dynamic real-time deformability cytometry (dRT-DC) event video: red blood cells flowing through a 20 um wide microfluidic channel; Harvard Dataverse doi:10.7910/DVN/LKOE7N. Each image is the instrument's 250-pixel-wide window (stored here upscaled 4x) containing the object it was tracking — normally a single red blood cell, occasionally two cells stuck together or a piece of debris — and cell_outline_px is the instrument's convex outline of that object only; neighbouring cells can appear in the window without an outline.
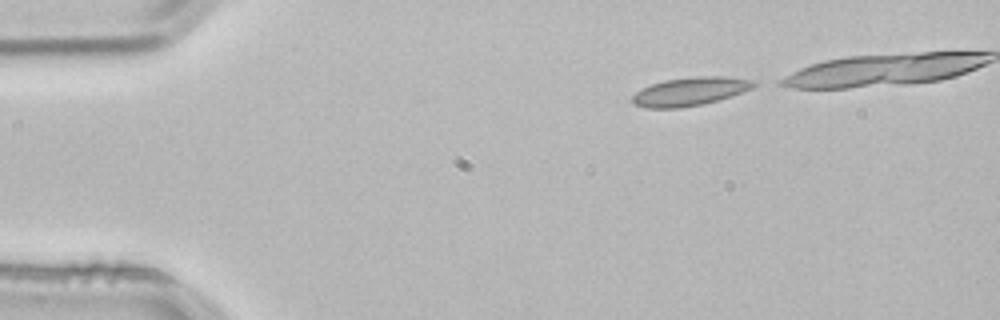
{"species": "common noctule bat (a hibernating species)", "species_latin": "Nyctalus noctula", "temperature_condition": "room temperature", "stored_images_in_passage": 3, "camera_frame_rate_fps": 3000, "um_per_image_px": 0.085, "animal": {"sex": "male", "body_mass_g": 21.5, "forearm_length_mm": 52.0}, "frame": {"image": 1, "passage_image": 1, "time_ms": 0.0, "image_size_px": [1000, 320], "cell_outline_px": [[760, 84], [752, 88], [716, 100], [700, 104], [680, 108], [648, 108], [632, 104], [632, 96], [636, 92], [652, 84], [664, 80], [696, 76], [728, 76], [756, 80]], "centroid_in_image_um": [58.67, 7.76], "position_along_channel_um": 26.3, "area_um2": 20.0}}